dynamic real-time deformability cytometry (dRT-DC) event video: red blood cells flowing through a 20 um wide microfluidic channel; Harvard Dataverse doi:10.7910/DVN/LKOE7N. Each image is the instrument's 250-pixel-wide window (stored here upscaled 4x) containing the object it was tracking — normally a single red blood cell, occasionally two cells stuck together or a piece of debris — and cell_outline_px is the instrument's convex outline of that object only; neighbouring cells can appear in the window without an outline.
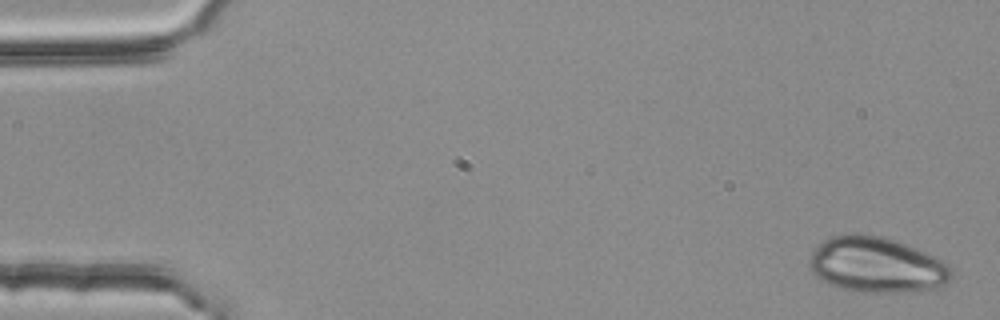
{"species": "common noctule bat (a hibernating species)", "species_latin": "Nyctalus noctula", "temperature_condition": "room temperature", "stored_images_in_passage": 5, "camera_frame_rate_fps": 3000, "um_per_image_px": 0.085, "animal": {"sex": "female", "body_mass_g": 25.1}, "frame": {"image": 1, "passage_image": 1, "time_ms": 0.0, "image_size_px": [1000, 320], "cell_outline_px": [[952, 276], [944, 284], [936, 288], [904, 292], [864, 292], [840, 288], [816, 276], [812, 272], [808, 264], [808, 260], [812, 252], [824, 240], [832, 236], [856, 232], [860, 232], [884, 236], [916, 248], [936, 256], [948, 264], [952, 272]], "centroid_in_image_um": [74.51, 22.49], "position_along_channel_um": 10.5, "area_um2": 46.01}}